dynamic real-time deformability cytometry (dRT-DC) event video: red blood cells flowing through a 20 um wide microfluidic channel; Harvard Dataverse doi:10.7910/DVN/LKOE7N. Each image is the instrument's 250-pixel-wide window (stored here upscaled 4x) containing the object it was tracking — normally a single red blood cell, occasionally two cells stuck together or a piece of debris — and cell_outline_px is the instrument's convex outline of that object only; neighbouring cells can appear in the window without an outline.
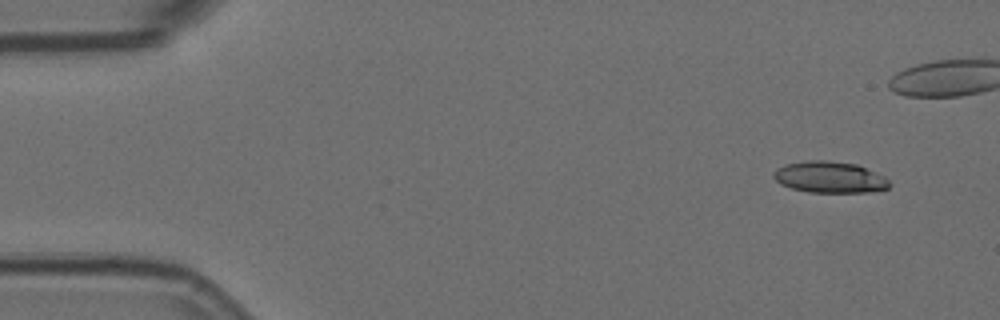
{"species": "Egyptian fruit bat (a non-hibernating species)", "species_latin": "Rousettus aegyptiacus", "temperature_condition": "room temperature", "stored_images_in_passage": 7, "camera_frame_rate_fps": 3000, "um_per_image_px": 0.085, "animal": {"sex": "female"}, "frame": {"image": 1, "passage_image": 2, "time_ms": 0.333, "image_size_px": [1000, 320], "cell_outline_px": [[892, 184], [888, 188], [868, 192], [808, 192], [792, 188], [780, 184], [772, 176], [772, 172], [776, 168], [788, 164], [808, 160], [828, 160], [856, 164], [884, 176]], "centroid_in_image_um": [70.51, 15.06], "position_along_channel_um": 14.5, "area_um2": 21.15}}
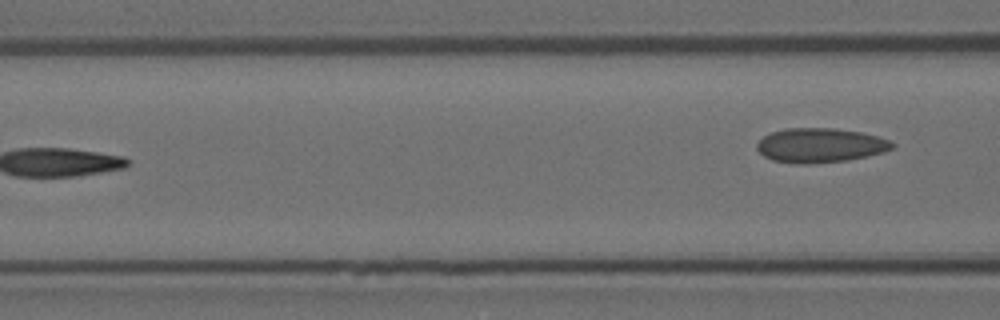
{"frame": {"image": 2, "passage_image": 7, "time_ms": 2.0, "image_size_px": [1000, 320], "cell_outline_px": [[896, 144], [892, 148], [884, 152], [868, 156], [848, 160], [812, 164], [796, 164], [772, 160], [764, 156], [756, 148], [756, 144], [764, 136], [772, 132], [788, 128], [836, 128], [860, 132], [876, 136], [888, 140]], "centroid_in_image_um": [69.71, 12.36], "position_along_channel_um": 96.9, "area_um2": 27.17}}